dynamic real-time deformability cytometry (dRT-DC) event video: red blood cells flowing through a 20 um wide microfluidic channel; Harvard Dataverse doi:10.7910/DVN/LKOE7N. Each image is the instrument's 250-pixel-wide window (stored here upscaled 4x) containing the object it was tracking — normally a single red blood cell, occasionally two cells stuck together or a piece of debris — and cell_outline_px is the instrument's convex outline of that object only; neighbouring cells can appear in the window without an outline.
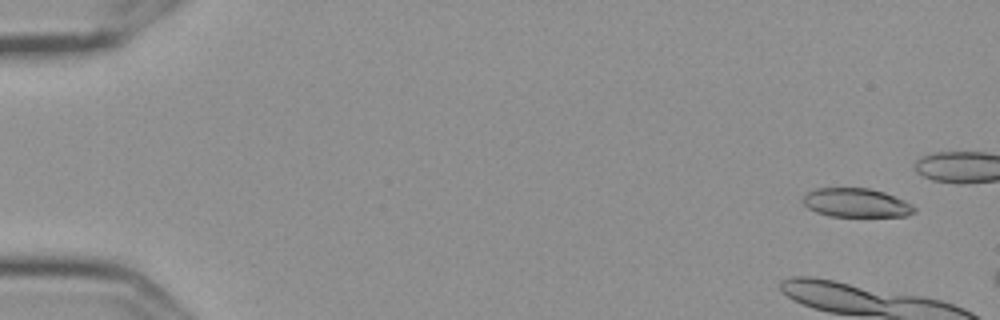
{"species": "Egyptian fruit bat (a non-hibernating species)", "species_latin": "Rousettus aegyptiacus", "temperature_condition": "cold", "stored_images_in_passage": 11, "camera_frame_rate_fps": 3000, "um_per_image_px": 0.085, "frame": {"image": 1, "passage_image": 4, "time_ms": 1.0, "image_size_px": [1000, 320], "cell_outline_px": [[916, 212], [908, 216], [828, 216], [816, 212], [808, 208], [804, 204], [804, 196], [808, 192], [816, 188], [868, 188], [884, 192], [904, 200], [912, 204], [916, 208]], "centroid_in_image_um": [72.81, 17.24], "position_along_channel_um": 12.2, "area_um2": 18.73}}